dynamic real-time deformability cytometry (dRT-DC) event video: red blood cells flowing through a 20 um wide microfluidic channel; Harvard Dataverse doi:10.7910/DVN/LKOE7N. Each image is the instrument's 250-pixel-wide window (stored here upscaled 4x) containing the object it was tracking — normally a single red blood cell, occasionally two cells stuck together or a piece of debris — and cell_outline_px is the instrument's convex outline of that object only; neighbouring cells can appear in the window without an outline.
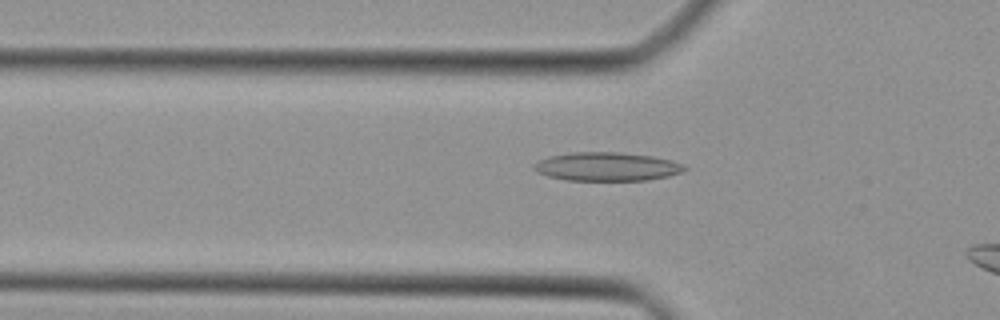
{"species": "Egyptian fruit bat (a non-hibernating species)", "species_latin": "Rousettus aegyptiacus", "temperature_condition": "cold", "stored_images_in_passage": 39, "camera_frame_rate_fps": 3000, "um_per_image_px": 0.085, "animal": {"sex": "female"}, "frame": {"image": 1, "passage_image": 15, "time_ms": 4.667, "image_size_px": [1000, 320], "cell_outline_px": [[688, 168], [680, 172], [668, 176], [648, 180], [568, 180], [548, 176], [536, 172], [532, 168], [532, 164], [548, 156], [572, 152], [616, 152], [652, 156], [672, 160], [684, 164]], "centroid_in_image_um": [51.56, 14.16], "position_along_channel_um": 74.2, "area_um2": 25.14}}
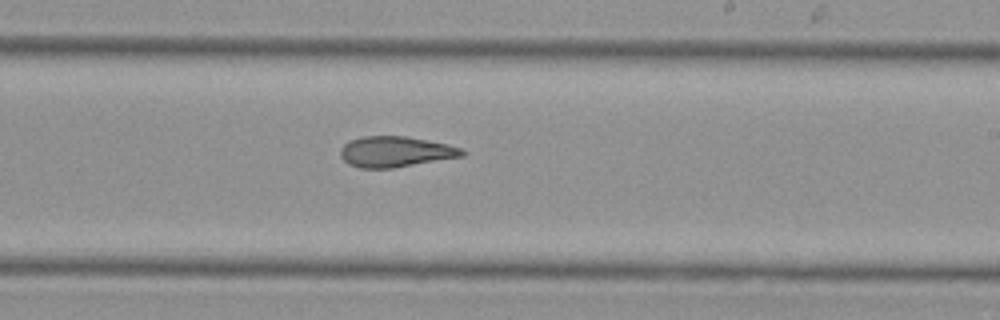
{"frame": {"image": 2, "passage_image": 27, "time_ms": 8.667, "image_size_px": [1000, 320], "cell_outline_px": [[468, 152], [464, 156], [392, 168], [360, 168], [348, 164], [340, 156], [340, 148], [348, 140], [364, 136], [404, 136], [448, 144], [460, 148]], "centroid_in_image_um": [33.6, 12.89], "position_along_channel_um": 255.4, "area_um2": 21.79}}
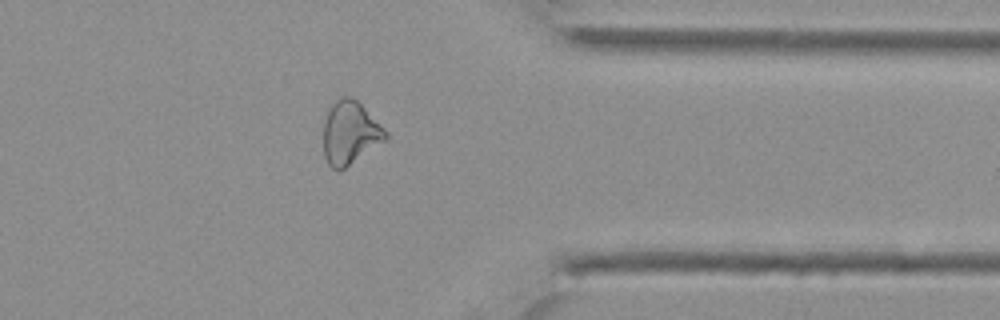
{"frame": {"image": 3, "passage_image": 36, "time_ms": 11.667, "image_size_px": [1000, 320], "cell_outline_px": [[388, 140], [344, 168], [332, 168], [328, 164], [324, 156], [324, 120], [332, 104], [340, 96], [348, 96], [356, 100], [388, 132]], "centroid_in_image_um": [29.77, 11.29], "position_along_channel_um": 381.6, "area_um2": 22.66}}